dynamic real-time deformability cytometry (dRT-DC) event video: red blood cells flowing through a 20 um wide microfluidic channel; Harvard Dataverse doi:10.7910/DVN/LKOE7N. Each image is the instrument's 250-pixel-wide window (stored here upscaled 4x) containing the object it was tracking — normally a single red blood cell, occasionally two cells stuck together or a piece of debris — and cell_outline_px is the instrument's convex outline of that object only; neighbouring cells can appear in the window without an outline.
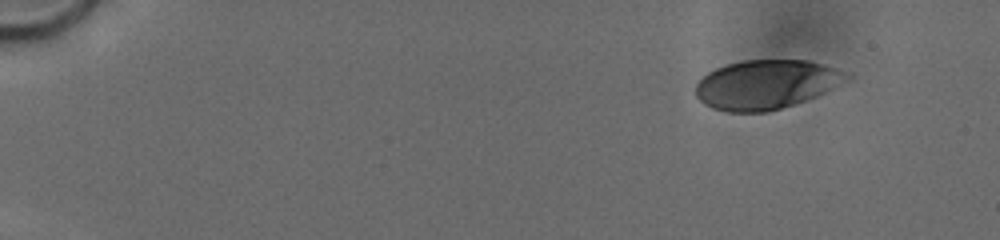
{"species": "human", "species_latin": "Homo sapiens", "temperature_condition": "cold", "stored_images_in_passage": 8, "camera_frame_rate_fps": 3000, "um_per_image_px": 0.085, "donor": {"sex": "male"}, "frame": {"image": 1, "passage_image": 1, "time_ms": 0.0, "image_size_px": [1000, 240], "cell_outline_px": [[852, 76], [840, 84], [816, 96], [780, 108], [764, 112], [728, 112], [712, 108], [704, 104], [696, 96], [696, 84], [708, 72], [716, 68], [728, 64], [744, 60], [808, 60], [824, 64], [836, 68]], "centroid_in_image_um": [65.1, 7.17], "position_along_channel_um": 19.9, "area_um2": 42.89}}
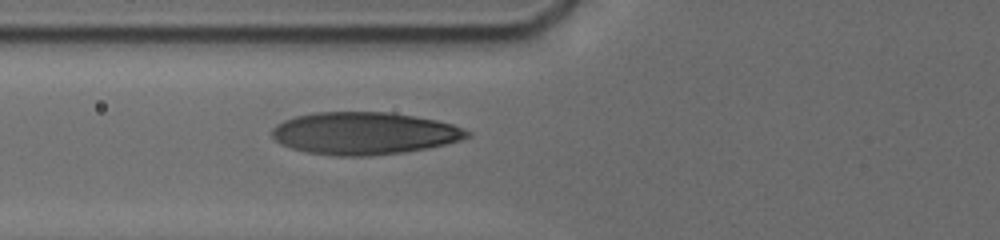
{"frame": {"image": 2, "passage_image": 8, "time_ms": 5.667, "image_size_px": [1000, 240], "cell_outline_px": [[472, 132], [468, 136], [460, 140], [428, 148], [404, 152], [364, 156], [336, 156], [308, 152], [292, 148], [280, 144], [272, 136], [272, 128], [276, 124], [284, 120], [296, 116], [316, 112], [388, 112], [436, 120], [452, 124]], "centroid_in_image_um": [30.93, 11.33], "position_along_channel_um": 94.9, "area_um2": 47.97}}